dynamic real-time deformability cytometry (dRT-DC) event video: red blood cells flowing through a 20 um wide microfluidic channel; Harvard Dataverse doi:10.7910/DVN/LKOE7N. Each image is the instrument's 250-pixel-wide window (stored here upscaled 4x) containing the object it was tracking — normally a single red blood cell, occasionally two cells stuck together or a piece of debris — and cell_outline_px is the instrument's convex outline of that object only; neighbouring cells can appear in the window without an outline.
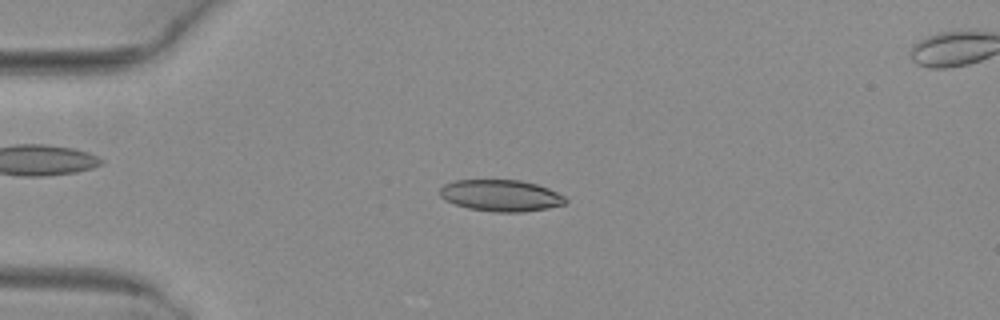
{"species": "common noctule bat (a hibernating species)", "species_latin": "Nyctalus noctula", "temperature_condition": "warm", "stored_images_in_passage": 6, "camera_frame_rate_fps": 3000, "um_per_image_px": 0.085, "animal": {"sex": "female", "body_mass_g": 29.2, "forearm_length_mm": 56.3}, "frame": {"image": 1, "passage_image": 4, "time_ms": 1.0, "image_size_px": [1000, 320], "cell_outline_px": [[568, 200], [564, 204], [548, 208], [524, 212], [492, 212], [468, 208], [444, 200], [440, 196], [440, 188], [444, 184], [456, 180], [520, 180], [536, 184], [548, 188], [564, 196]], "centroid_in_image_um": [42.57, 16.62], "position_along_channel_um": 42.4, "area_um2": 23.12}}